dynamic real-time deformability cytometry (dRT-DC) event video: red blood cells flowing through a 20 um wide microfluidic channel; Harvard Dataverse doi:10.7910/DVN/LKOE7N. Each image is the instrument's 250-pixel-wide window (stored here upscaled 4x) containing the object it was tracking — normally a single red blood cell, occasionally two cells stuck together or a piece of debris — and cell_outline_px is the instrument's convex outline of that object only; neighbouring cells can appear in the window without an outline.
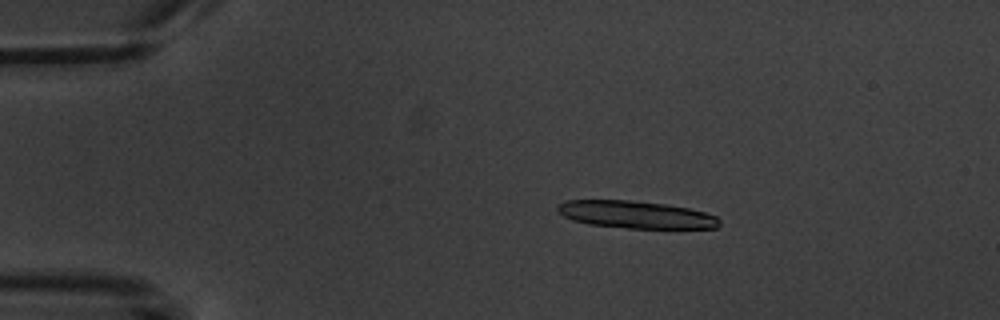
{"species": "common noctule bat (a hibernating species)", "species_latin": "Nyctalus noctula", "temperature_condition": "warm", "stored_images_in_passage": 4, "camera_frame_rate_fps": 3000, "um_per_image_px": 0.085, "animal": {"sex": "male", "body_mass_g": 20.1, "forearm_length_mm": 53.5}, "frame": {"image": 1, "passage_image": 3, "time_ms": 2.333, "image_size_px": [1000, 320], "cell_outline_px": [[720, 224], [716, 228], [628, 228], [588, 224], [572, 220], [556, 212], [556, 208], [564, 200], [628, 200], [664, 204], [688, 208], [704, 212], [716, 216], [720, 220]], "centroid_in_image_um": [54.01, 18.24], "position_along_channel_um": 31.0, "area_um2": 25.78}}